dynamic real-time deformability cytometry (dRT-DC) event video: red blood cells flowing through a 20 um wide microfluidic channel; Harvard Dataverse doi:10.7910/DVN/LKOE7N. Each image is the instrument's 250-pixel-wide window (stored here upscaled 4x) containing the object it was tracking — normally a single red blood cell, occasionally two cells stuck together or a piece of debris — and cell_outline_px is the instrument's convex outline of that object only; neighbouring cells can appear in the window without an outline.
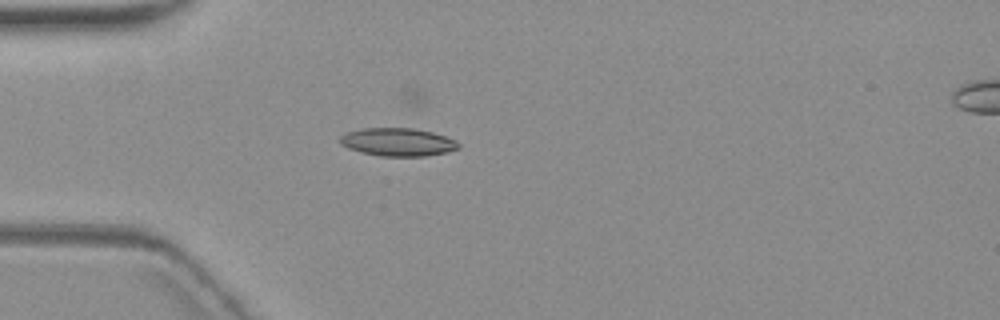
{"species": "common noctule bat (a hibernating species)", "species_latin": "Nyctalus noctula", "temperature_condition": "warm", "stored_images_in_passage": 4, "camera_frame_rate_fps": 3000, "um_per_image_px": 0.085, "animal": {"sex": "female", "body_mass_g": 19.3, "forearm_length_mm": 54.1}, "frame": {"image": 1, "passage_image": 3, "time_ms": 3.333, "image_size_px": [1000, 320], "cell_outline_px": [[460, 148], [448, 152], [424, 156], [380, 156], [360, 152], [348, 148], [340, 144], [340, 136], [348, 132], [364, 128], [412, 128], [432, 132], [456, 140], [460, 144]], "centroid_in_image_um": [33.82, 12.08], "position_along_channel_um": 51.2, "area_um2": 19.36}}